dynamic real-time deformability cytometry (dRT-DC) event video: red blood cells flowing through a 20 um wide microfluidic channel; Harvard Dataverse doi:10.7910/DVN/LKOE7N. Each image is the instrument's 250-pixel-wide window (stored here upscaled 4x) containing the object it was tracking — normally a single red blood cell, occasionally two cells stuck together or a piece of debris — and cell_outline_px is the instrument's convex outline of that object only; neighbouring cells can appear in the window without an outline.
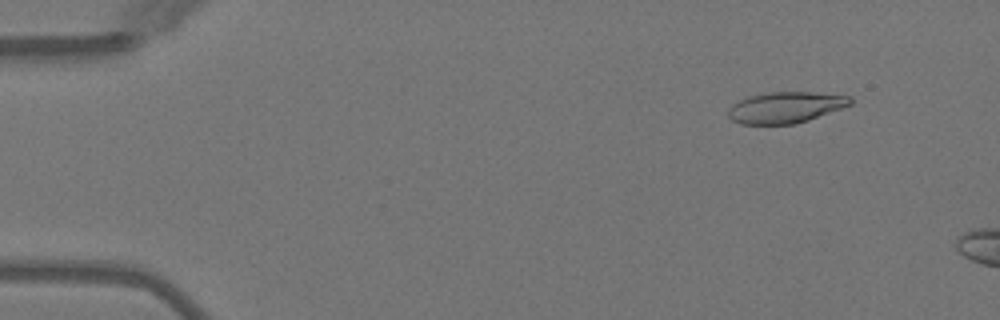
{"species": "Egyptian fruit bat (a non-hibernating species)", "species_latin": "Rousettus aegyptiacus", "temperature_condition": "warm", "stored_images_in_passage": 4, "camera_frame_rate_fps": 3000, "um_per_image_px": 0.085, "animal": {"sex": "female"}, "frame": {"image": 1, "passage_image": 2, "time_ms": 1.333, "image_size_px": [1000, 320], "cell_outline_px": [[852, 104], [808, 120], [792, 124], [740, 124], [732, 120], [728, 116], [728, 108], [732, 104], [748, 96], [768, 92], [812, 92], [852, 96]], "centroid_in_image_um": [66.75, 9.12], "position_along_channel_um": 18.2, "area_um2": 22.14}}